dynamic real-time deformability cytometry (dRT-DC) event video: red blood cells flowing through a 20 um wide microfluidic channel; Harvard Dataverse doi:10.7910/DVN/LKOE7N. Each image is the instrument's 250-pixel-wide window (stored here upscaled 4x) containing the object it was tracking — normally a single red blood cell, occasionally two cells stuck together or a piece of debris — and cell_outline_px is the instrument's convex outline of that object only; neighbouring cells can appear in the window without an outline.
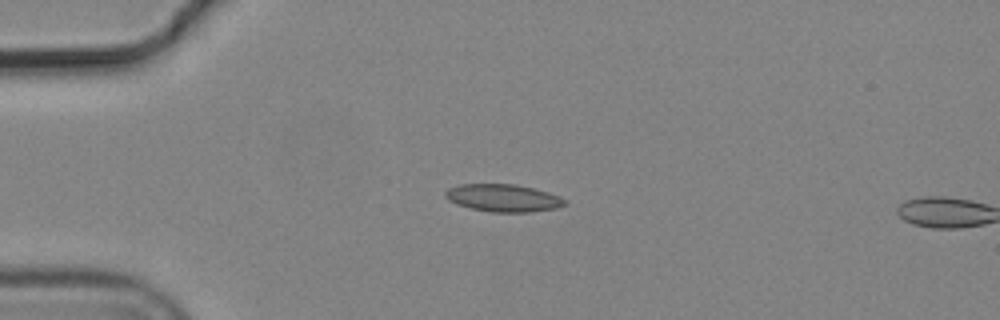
{"species": "common noctule bat (a hibernating species)", "species_latin": "Nyctalus noctula", "temperature_condition": "cold", "stored_images_in_passage": 5, "camera_frame_rate_fps": 3000, "um_per_image_px": 0.085, "animal": {"sex": "male", "body_mass_g": 19.2, "forearm_length_mm": 51.8}, "frame": {"image": 1, "passage_image": 4, "time_ms": 1.0, "image_size_px": [1000, 320], "cell_outline_px": [[568, 204], [556, 208], [532, 212], [492, 212], [472, 208], [456, 204], [448, 200], [444, 196], [444, 192], [448, 188], [460, 184], [516, 184], [548, 192], [560, 196], [568, 200]], "centroid_in_image_um": [42.79, 16.82], "position_along_channel_um": 42.2, "area_um2": 19.31}}